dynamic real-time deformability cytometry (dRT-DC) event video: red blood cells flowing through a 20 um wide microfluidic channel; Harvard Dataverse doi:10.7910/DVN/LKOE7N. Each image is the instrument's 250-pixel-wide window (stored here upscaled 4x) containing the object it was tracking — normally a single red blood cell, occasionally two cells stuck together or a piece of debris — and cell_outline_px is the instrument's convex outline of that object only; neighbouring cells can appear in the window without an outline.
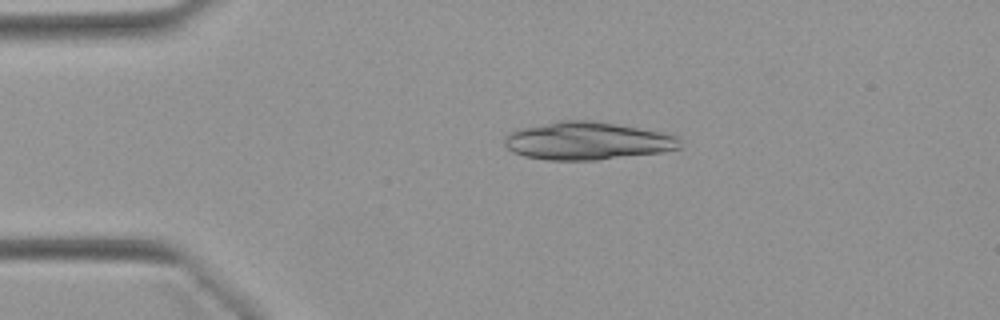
{"species": "Egyptian fruit bat (a non-hibernating species)", "species_latin": "Rousettus aegyptiacus", "temperature_condition": "warm", "stored_images_in_passage": 49, "camera_frame_rate_fps": 3000, "um_per_image_px": 0.085, "animal": {"sex": "female"}, "frame": {"image": 1, "passage_image": 9, "time_ms": 2.667, "image_size_px": [1000, 320], "cell_outline_px": [[680, 148], [664, 152], [596, 160], [548, 160], [524, 156], [512, 152], [504, 144], [504, 136], [508, 132], [520, 128], [560, 120], [588, 120], [616, 124], [680, 136]], "centroid_in_image_um": [49.89, 11.98], "position_along_channel_um": 35.1, "area_um2": 38.73}}